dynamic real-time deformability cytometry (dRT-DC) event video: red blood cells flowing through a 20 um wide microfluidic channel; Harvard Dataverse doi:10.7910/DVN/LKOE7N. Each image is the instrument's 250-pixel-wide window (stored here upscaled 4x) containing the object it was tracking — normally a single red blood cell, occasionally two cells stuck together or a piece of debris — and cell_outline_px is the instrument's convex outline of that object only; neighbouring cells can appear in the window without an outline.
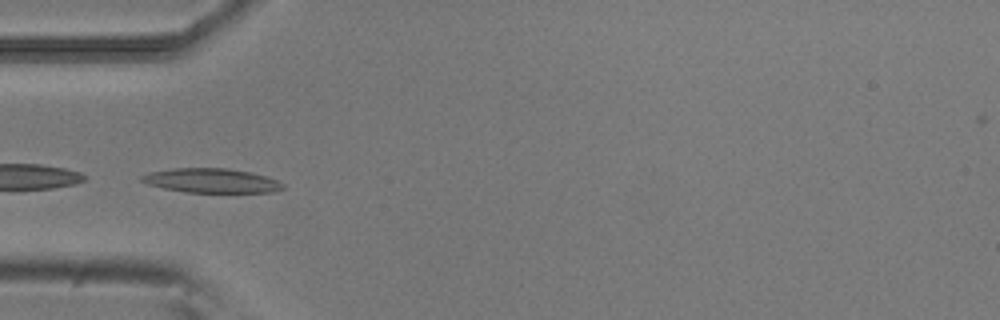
{"species": "common noctule bat (a hibernating species)", "species_latin": "Nyctalus noctula", "temperature_condition": "room temperature", "stored_images_in_passage": 37, "camera_frame_rate_fps": 3000, "um_per_image_px": 0.085, "animal": {"sex": "male", "body_mass_g": 20.5, "forearm_length_mm": 52.5}, "frame": {"image": 1, "passage_image": 1, "time_ms": 0.0, "image_size_px": [1000, 320], "cell_outline_px": [[284, 188], [276, 192], [188, 192], [164, 188], [148, 184], [140, 180], [140, 176], [148, 172], [172, 168], [228, 168], [252, 172], [276, 180], [284, 184]], "centroid_in_image_um": [17.96, 15.34], "position_along_channel_um": 67.0, "area_um2": 20.0}}
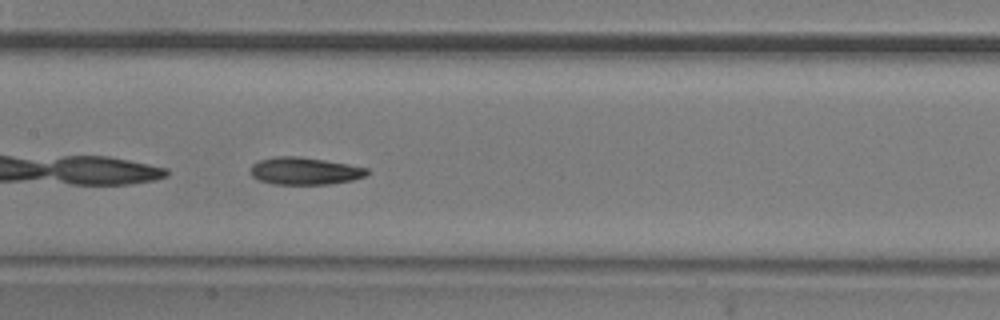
{"frame": {"image": 2, "passage_image": 10, "time_ms": 3.0, "image_size_px": [1000, 320], "cell_outline_px": [[368, 176], [352, 180], [328, 184], [272, 184], [260, 180], [252, 176], [252, 164], [260, 160], [276, 156], [300, 156], [348, 164], [368, 168]], "centroid_in_image_um": [25.93, 14.53], "position_along_channel_um": 181.5, "area_um2": 18.5}}
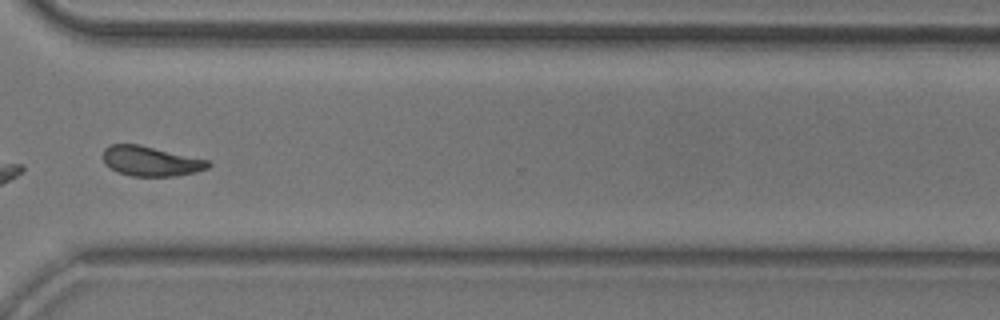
{"frame": {"image": 3, "passage_image": 24, "time_ms": 7.667, "image_size_px": [1000, 320], "cell_outline_px": [[212, 164], [208, 168], [196, 172], [172, 176], [132, 176], [120, 172], [104, 164], [104, 148], [108, 144], [140, 144], [208, 160]], "centroid_in_image_um": [12.82, 13.68], "position_along_channel_um": 357.8, "area_um2": 18.21}, "authors_computed_cell_mechanics": {"area_um2": 18.207, "velocity_mm_per_s": 3.7952, "shape_relaxation_time_tau1_ms": 3.925, "shape_relaxation_time_tau2_ms": 4.192, "deformation_change_tau1": 0.1342, "deformation_change_tau2": 0.1091}}